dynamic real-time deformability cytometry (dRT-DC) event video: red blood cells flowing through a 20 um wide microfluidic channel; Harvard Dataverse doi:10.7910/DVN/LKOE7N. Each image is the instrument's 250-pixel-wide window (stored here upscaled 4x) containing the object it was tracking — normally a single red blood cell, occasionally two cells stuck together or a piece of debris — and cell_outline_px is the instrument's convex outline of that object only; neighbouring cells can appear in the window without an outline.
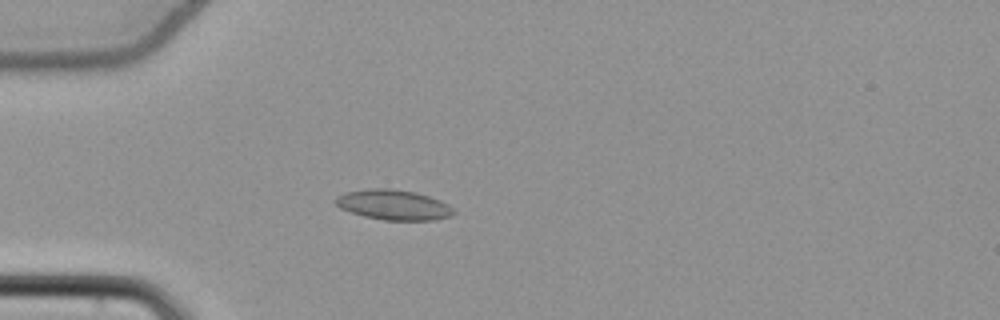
{"species": "common noctule bat (a hibernating species)", "species_latin": "Nyctalus noctula", "temperature_condition": "cold", "stored_images_in_passage": 46, "camera_frame_rate_fps": 3000, "um_per_image_px": 0.085, "animal": {"sex": "female", "body_mass_g": 22.7, "forearm_length_mm": 54.2}, "frame": {"image": 1, "passage_image": 8, "time_ms": 2.333, "image_size_px": [1000, 320], "cell_outline_px": [[456, 212], [452, 216], [436, 220], [384, 220], [364, 216], [340, 208], [332, 200], [336, 196], [344, 192], [368, 188], [388, 188], [416, 192], [440, 200], [448, 204]], "centroid_in_image_um": [33.44, 17.4], "position_along_channel_um": 51.6, "area_um2": 20.92}}
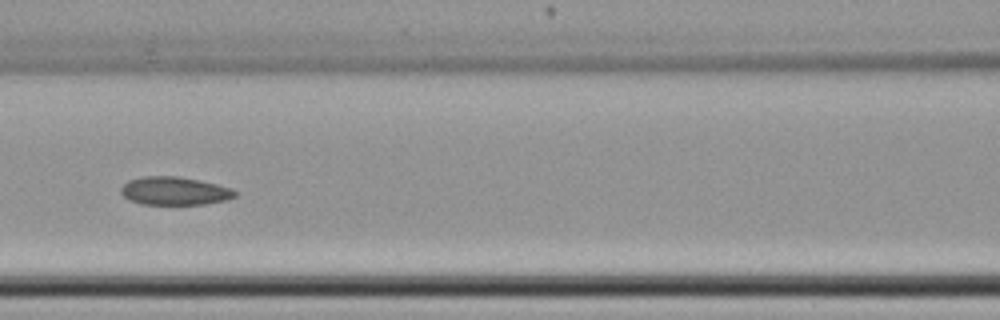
{"frame": {"image": 2, "passage_image": 17, "time_ms": 5.333, "image_size_px": [1000, 320], "cell_outline_px": [[236, 196], [228, 200], [204, 204], [140, 204], [128, 200], [120, 192], [120, 188], [128, 180], [144, 176], [180, 176], [200, 180], [232, 188], [236, 192]], "centroid_in_image_um": [14.83, 16.23], "position_along_channel_um": 151.8, "area_um2": 18.9}}
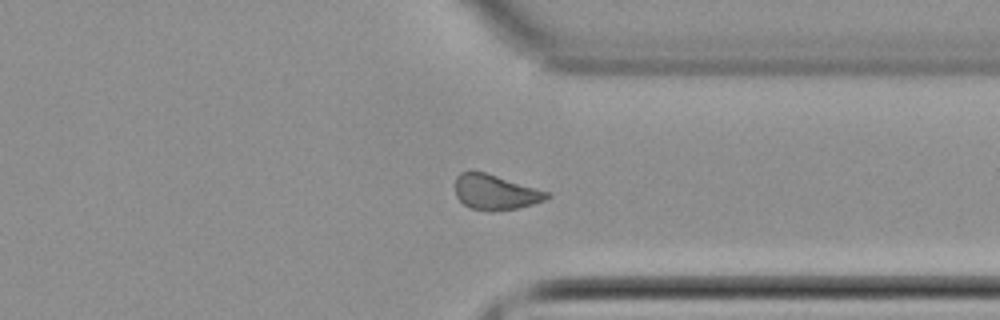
{"frame": {"image": 3, "passage_image": 34, "time_ms": 11.0, "image_size_px": [1000, 320], "cell_outline_px": [[552, 196], [544, 200], [532, 204], [516, 208], [492, 212], [488, 212], [468, 208], [456, 196], [456, 176], [460, 172], [484, 172], [552, 192]], "centroid_in_image_um": [42.13, 16.35], "position_along_channel_um": 369.3, "area_um2": 18.9}, "authors_computed_cell_mechanics": {"area_um2": 19.363, "velocity_mm_per_s": 3.8369, "shape_relaxation_time_tau1_ms": null, "shape_relaxation_time_tau2_ms": 2.4897, "deformation_change_tau1": null, "deformation_change_tau2": 0.0723}}